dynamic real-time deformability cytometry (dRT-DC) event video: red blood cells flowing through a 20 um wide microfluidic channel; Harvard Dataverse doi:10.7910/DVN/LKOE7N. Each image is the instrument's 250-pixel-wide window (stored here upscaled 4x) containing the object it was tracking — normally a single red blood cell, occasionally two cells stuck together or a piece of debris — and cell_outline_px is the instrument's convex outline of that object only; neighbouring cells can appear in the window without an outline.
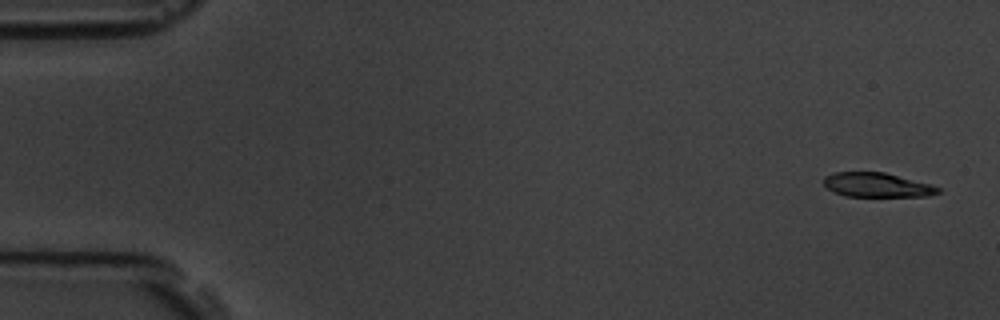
{"species": "common noctule bat (a hibernating species)", "species_latin": "Nyctalus noctula", "temperature_condition": "room temperature", "stored_images_in_passage": 3, "camera_frame_rate_fps": 3000, "um_per_image_px": 0.085, "animal": {"sex": "male", "body_mass_g": 19.5, "forearm_length_mm": 54.6}, "frame": {"image": 1, "passage_image": 1, "time_ms": 0.0, "image_size_px": [1000, 320], "cell_outline_px": [[940, 192], [928, 196], [844, 196], [828, 188], [824, 184], [824, 176], [832, 172], [884, 172], [928, 184], [940, 188]], "centroid_in_image_um": [74.5, 15.72], "position_along_channel_um": 10.5, "area_um2": 15.95}}